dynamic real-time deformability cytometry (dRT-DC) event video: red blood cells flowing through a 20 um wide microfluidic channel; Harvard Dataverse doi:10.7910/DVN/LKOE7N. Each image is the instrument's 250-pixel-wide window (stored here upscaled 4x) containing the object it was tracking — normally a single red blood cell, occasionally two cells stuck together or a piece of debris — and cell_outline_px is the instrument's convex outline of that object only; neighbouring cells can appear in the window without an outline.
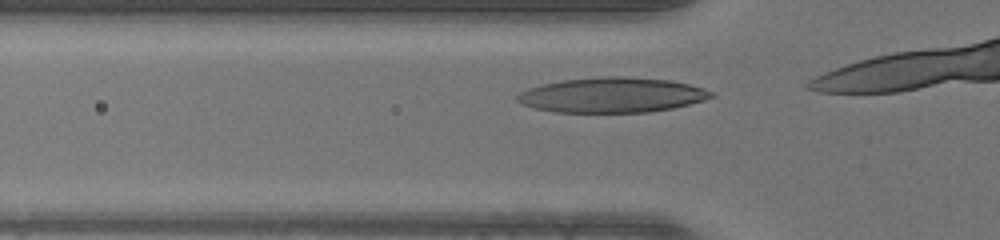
{"species": "human", "species_latin": "Homo sapiens", "temperature_condition": "warm", "stored_images_in_passage": 7, "camera_frame_rate_fps": 3000, "um_per_image_px": 0.085, "donor": {"sex": "male"}, "frame": {"image": 1, "passage_image": 3, "time_ms": 0.667, "image_size_px": [1000, 240], "cell_outline_px": [[716, 96], [704, 100], [672, 108], [648, 112], [556, 112], [532, 108], [520, 104], [516, 100], [516, 96], [520, 92], [528, 88], [540, 84], [560, 80], [608, 76], [624, 76], [672, 80], [704, 88], [716, 92]], "centroid_in_image_um": [52.01, 8.07], "position_along_channel_um": 73.8, "area_um2": 39.94}}
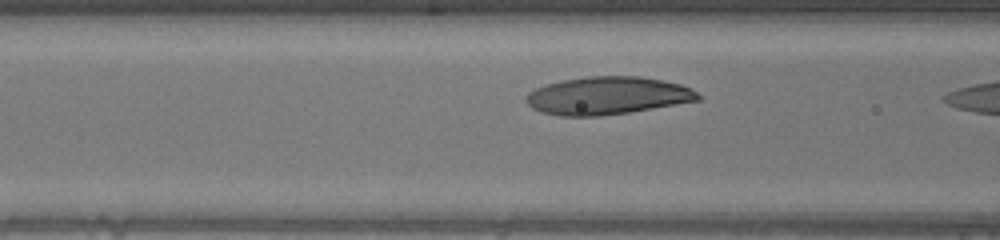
{"frame": {"image": 2, "passage_image": 6, "time_ms": 1.667, "image_size_px": [1000, 240], "cell_outline_px": [[700, 100], [628, 112], [600, 116], [560, 116], [540, 112], [532, 108], [524, 100], [524, 96], [528, 92], [544, 84], [560, 80], [588, 76], [640, 76], [680, 84], [696, 92], [700, 96]], "centroid_in_image_um": [51.55, 8.13], "position_along_channel_um": 115.1, "area_um2": 37.86}}